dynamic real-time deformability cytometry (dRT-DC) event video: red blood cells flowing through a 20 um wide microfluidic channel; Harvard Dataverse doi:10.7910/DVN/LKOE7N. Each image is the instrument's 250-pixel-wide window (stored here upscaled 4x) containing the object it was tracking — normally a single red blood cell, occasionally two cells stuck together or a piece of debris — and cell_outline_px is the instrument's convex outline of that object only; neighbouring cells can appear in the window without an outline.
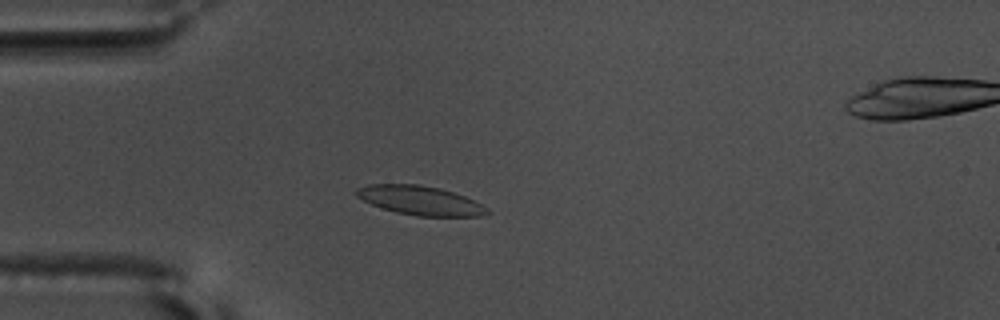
{"species": "common noctule bat (a hibernating species)", "species_latin": "Nyctalus noctula", "temperature_condition": "warm", "stored_images_in_passage": 53, "segment_of_instrument_passage": [1, 2], "camera_frame_rate_fps": 3000, "um_per_image_px": 0.085, "animal": {"sex": "male", "body_mass_g": 17.5, "forearm_length_mm": 52.3}, "frame": {"image": 1, "passage_image": 11, "time_ms": 3.333, "image_size_px": [1000, 320], "cell_outline_px": [[492, 212], [480, 216], [416, 216], [396, 212], [372, 204], [356, 196], [352, 192], [356, 188], [368, 184], [420, 184], [440, 188], [464, 196], [488, 208]], "centroid_in_image_um": [35.69, 17.03], "position_along_channel_um": 49.3, "area_um2": 22.14}}
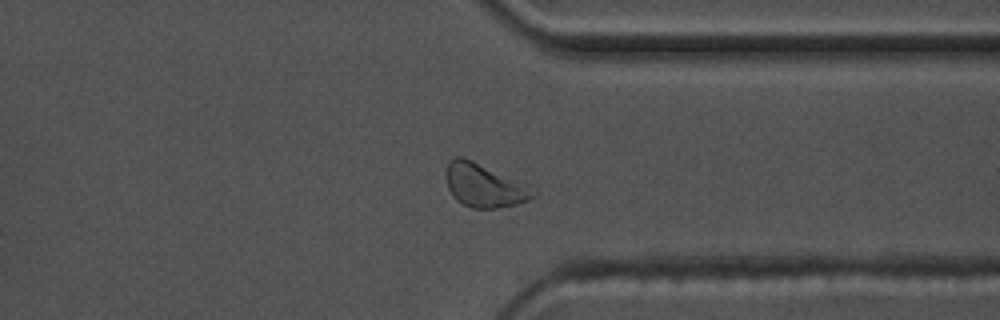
{"frame": {"image": 2, "passage_image": 39, "time_ms": 12.667, "image_size_px": [1000, 320], "cell_outline_px": [[536, 196], [528, 200], [516, 204], [496, 208], [472, 208], [456, 200], [452, 196], [448, 188], [444, 172], [448, 164], [456, 156], [464, 156], [532, 184]], "centroid_in_image_um": [41.2, 15.73], "position_along_channel_um": 370.2, "area_um2": 22.72}}
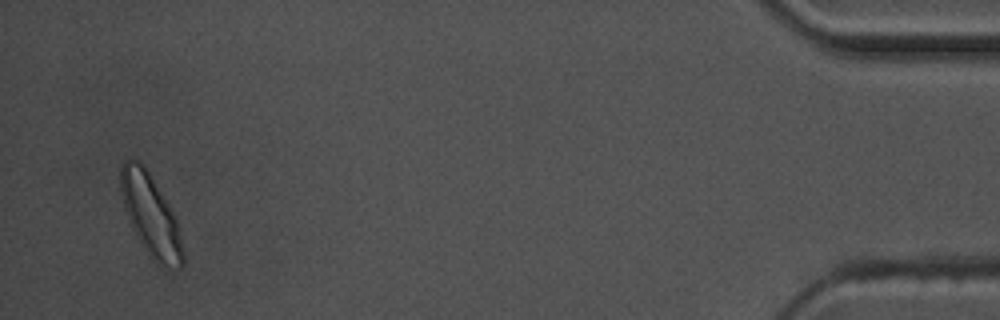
{"frame": {"image": 3, "passage_image": 50, "time_ms": 16.333, "image_size_px": [1000, 320], "cell_outline_px": [[184, 264], [180, 268], [168, 268], [156, 264], [152, 260], [140, 244], [132, 228], [120, 192], [120, 164], [124, 160], [140, 160], [144, 164], [168, 204], [176, 220], [184, 252]], "centroid_in_image_um": [12.8, 18.32], "position_along_channel_um": 422.4, "area_um2": 29.59}}